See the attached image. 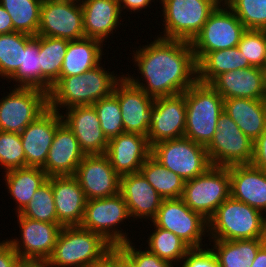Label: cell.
I'll return each mask as SVG.
<instances>
[{
	"instance_id": "6da1fadb",
	"label": "cell",
	"mask_w": 266,
	"mask_h": 267,
	"mask_svg": "<svg viewBox=\"0 0 266 267\" xmlns=\"http://www.w3.org/2000/svg\"><path fill=\"white\" fill-rule=\"evenodd\" d=\"M153 38L154 41L131 53L133 66L138 67L137 72L142 76L128 73L124 77L154 99L185 92L198 81L191 42Z\"/></svg>"
},
{
	"instance_id": "7a4b0ae2",
	"label": "cell",
	"mask_w": 266,
	"mask_h": 267,
	"mask_svg": "<svg viewBox=\"0 0 266 267\" xmlns=\"http://www.w3.org/2000/svg\"><path fill=\"white\" fill-rule=\"evenodd\" d=\"M102 62L87 72L60 77L48 94L49 108L60 112L75 106L93 105L113 93L115 85L124 77L115 71H106ZM60 110V111H59Z\"/></svg>"
},
{
	"instance_id": "3957f363",
	"label": "cell",
	"mask_w": 266,
	"mask_h": 267,
	"mask_svg": "<svg viewBox=\"0 0 266 267\" xmlns=\"http://www.w3.org/2000/svg\"><path fill=\"white\" fill-rule=\"evenodd\" d=\"M208 240L266 238V216L256 208L227 198L208 220Z\"/></svg>"
},
{
	"instance_id": "277c9868",
	"label": "cell",
	"mask_w": 266,
	"mask_h": 267,
	"mask_svg": "<svg viewBox=\"0 0 266 267\" xmlns=\"http://www.w3.org/2000/svg\"><path fill=\"white\" fill-rule=\"evenodd\" d=\"M186 122L184 137L207 146L224 110L223 97L210 85L196 82L184 92Z\"/></svg>"
},
{
	"instance_id": "5b68a950",
	"label": "cell",
	"mask_w": 266,
	"mask_h": 267,
	"mask_svg": "<svg viewBox=\"0 0 266 267\" xmlns=\"http://www.w3.org/2000/svg\"><path fill=\"white\" fill-rule=\"evenodd\" d=\"M113 246L100 234L80 226H63L49 267H86L101 260Z\"/></svg>"
},
{
	"instance_id": "8992f818",
	"label": "cell",
	"mask_w": 266,
	"mask_h": 267,
	"mask_svg": "<svg viewBox=\"0 0 266 267\" xmlns=\"http://www.w3.org/2000/svg\"><path fill=\"white\" fill-rule=\"evenodd\" d=\"M163 32L157 37L191 42L222 0H159ZM165 23V24H164ZM164 33V34H163Z\"/></svg>"
},
{
	"instance_id": "52a82bcc",
	"label": "cell",
	"mask_w": 266,
	"mask_h": 267,
	"mask_svg": "<svg viewBox=\"0 0 266 267\" xmlns=\"http://www.w3.org/2000/svg\"><path fill=\"white\" fill-rule=\"evenodd\" d=\"M130 218L127 204L119 192L106 198L87 200L80 227L100 234L116 247L131 240L129 233L119 227L125 219L129 222Z\"/></svg>"
},
{
	"instance_id": "ba28073f",
	"label": "cell",
	"mask_w": 266,
	"mask_h": 267,
	"mask_svg": "<svg viewBox=\"0 0 266 267\" xmlns=\"http://www.w3.org/2000/svg\"><path fill=\"white\" fill-rule=\"evenodd\" d=\"M151 156L185 181L202 175L212 166L206 146L186 137L164 140L152 145Z\"/></svg>"
},
{
	"instance_id": "9c48e42d",
	"label": "cell",
	"mask_w": 266,
	"mask_h": 267,
	"mask_svg": "<svg viewBox=\"0 0 266 267\" xmlns=\"http://www.w3.org/2000/svg\"><path fill=\"white\" fill-rule=\"evenodd\" d=\"M229 197V167L211 166L202 175L185 181L181 199L191 210L209 220Z\"/></svg>"
},
{
	"instance_id": "30bf717a",
	"label": "cell",
	"mask_w": 266,
	"mask_h": 267,
	"mask_svg": "<svg viewBox=\"0 0 266 267\" xmlns=\"http://www.w3.org/2000/svg\"><path fill=\"white\" fill-rule=\"evenodd\" d=\"M245 31L246 27L221 1L191 41L196 61L205 53L236 47Z\"/></svg>"
},
{
	"instance_id": "8fae6325",
	"label": "cell",
	"mask_w": 266,
	"mask_h": 267,
	"mask_svg": "<svg viewBox=\"0 0 266 267\" xmlns=\"http://www.w3.org/2000/svg\"><path fill=\"white\" fill-rule=\"evenodd\" d=\"M206 150L212 166L251 164L253 160V141L225 111L218 118L217 130Z\"/></svg>"
},
{
	"instance_id": "7c38bea8",
	"label": "cell",
	"mask_w": 266,
	"mask_h": 267,
	"mask_svg": "<svg viewBox=\"0 0 266 267\" xmlns=\"http://www.w3.org/2000/svg\"><path fill=\"white\" fill-rule=\"evenodd\" d=\"M0 98V131L20 134L49 108L48 94L40 89L14 87Z\"/></svg>"
},
{
	"instance_id": "4fadbf2b",
	"label": "cell",
	"mask_w": 266,
	"mask_h": 267,
	"mask_svg": "<svg viewBox=\"0 0 266 267\" xmlns=\"http://www.w3.org/2000/svg\"><path fill=\"white\" fill-rule=\"evenodd\" d=\"M150 222L173 232L190 248L207 246L202 240L208 237V220L191 210L181 198L163 199L156 217Z\"/></svg>"
},
{
	"instance_id": "5bb4252c",
	"label": "cell",
	"mask_w": 266,
	"mask_h": 267,
	"mask_svg": "<svg viewBox=\"0 0 266 267\" xmlns=\"http://www.w3.org/2000/svg\"><path fill=\"white\" fill-rule=\"evenodd\" d=\"M37 35L69 41L85 38L81 3L74 0H43Z\"/></svg>"
},
{
	"instance_id": "9a60e30c",
	"label": "cell",
	"mask_w": 266,
	"mask_h": 267,
	"mask_svg": "<svg viewBox=\"0 0 266 267\" xmlns=\"http://www.w3.org/2000/svg\"><path fill=\"white\" fill-rule=\"evenodd\" d=\"M19 238L6 239L22 260L47 261L52 255L62 225L33 220L19 213Z\"/></svg>"
},
{
	"instance_id": "2e32d148",
	"label": "cell",
	"mask_w": 266,
	"mask_h": 267,
	"mask_svg": "<svg viewBox=\"0 0 266 267\" xmlns=\"http://www.w3.org/2000/svg\"><path fill=\"white\" fill-rule=\"evenodd\" d=\"M74 177L87 200L106 198L120 192V176L105 154L85 155Z\"/></svg>"
},
{
	"instance_id": "e0dca14e",
	"label": "cell",
	"mask_w": 266,
	"mask_h": 267,
	"mask_svg": "<svg viewBox=\"0 0 266 267\" xmlns=\"http://www.w3.org/2000/svg\"><path fill=\"white\" fill-rule=\"evenodd\" d=\"M186 104L184 92L155 98L152 106V121L147 135L149 145L160 141L184 137Z\"/></svg>"
},
{
	"instance_id": "ac0fdd59",
	"label": "cell",
	"mask_w": 266,
	"mask_h": 267,
	"mask_svg": "<svg viewBox=\"0 0 266 267\" xmlns=\"http://www.w3.org/2000/svg\"><path fill=\"white\" fill-rule=\"evenodd\" d=\"M113 94L119 101L124 132L147 136L154 98L132 85L125 77L115 85Z\"/></svg>"
},
{
	"instance_id": "d6986e66",
	"label": "cell",
	"mask_w": 266,
	"mask_h": 267,
	"mask_svg": "<svg viewBox=\"0 0 266 267\" xmlns=\"http://www.w3.org/2000/svg\"><path fill=\"white\" fill-rule=\"evenodd\" d=\"M63 122L61 113L48 108L21 133L26 166L43 167L57 127Z\"/></svg>"
},
{
	"instance_id": "ffe728a7",
	"label": "cell",
	"mask_w": 266,
	"mask_h": 267,
	"mask_svg": "<svg viewBox=\"0 0 266 267\" xmlns=\"http://www.w3.org/2000/svg\"><path fill=\"white\" fill-rule=\"evenodd\" d=\"M64 111H61L63 122L72 130L84 154H105L108 139L100 128L94 106H75Z\"/></svg>"
},
{
	"instance_id": "44dd1931",
	"label": "cell",
	"mask_w": 266,
	"mask_h": 267,
	"mask_svg": "<svg viewBox=\"0 0 266 267\" xmlns=\"http://www.w3.org/2000/svg\"><path fill=\"white\" fill-rule=\"evenodd\" d=\"M105 155L119 176L137 173L151 155L147 136L123 132L108 140Z\"/></svg>"
},
{
	"instance_id": "7402d4cb",
	"label": "cell",
	"mask_w": 266,
	"mask_h": 267,
	"mask_svg": "<svg viewBox=\"0 0 266 267\" xmlns=\"http://www.w3.org/2000/svg\"><path fill=\"white\" fill-rule=\"evenodd\" d=\"M85 157L72 130L62 122L56 129L42 169L50 176H74Z\"/></svg>"
},
{
	"instance_id": "603a6c76",
	"label": "cell",
	"mask_w": 266,
	"mask_h": 267,
	"mask_svg": "<svg viewBox=\"0 0 266 267\" xmlns=\"http://www.w3.org/2000/svg\"><path fill=\"white\" fill-rule=\"evenodd\" d=\"M120 193L134 222L142 218L152 221L163 200L140 172L120 176Z\"/></svg>"
},
{
	"instance_id": "cb8c5ba5",
	"label": "cell",
	"mask_w": 266,
	"mask_h": 267,
	"mask_svg": "<svg viewBox=\"0 0 266 267\" xmlns=\"http://www.w3.org/2000/svg\"><path fill=\"white\" fill-rule=\"evenodd\" d=\"M230 196L266 216V171L252 164L229 167Z\"/></svg>"
},
{
	"instance_id": "d4e9b609",
	"label": "cell",
	"mask_w": 266,
	"mask_h": 267,
	"mask_svg": "<svg viewBox=\"0 0 266 267\" xmlns=\"http://www.w3.org/2000/svg\"><path fill=\"white\" fill-rule=\"evenodd\" d=\"M52 192L57 223L80 226L87 199L78 180L74 176H52Z\"/></svg>"
},
{
	"instance_id": "484cf974",
	"label": "cell",
	"mask_w": 266,
	"mask_h": 267,
	"mask_svg": "<svg viewBox=\"0 0 266 267\" xmlns=\"http://www.w3.org/2000/svg\"><path fill=\"white\" fill-rule=\"evenodd\" d=\"M85 38L96 39L104 44L118 30L123 16L118 0H81ZM121 19V20H120Z\"/></svg>"
},
{
	"instance_id": "4316f807",
	"label": "cell",
	"mask_w": 266,
	"mask_h": 267,
	"mask_svg": "<svg viewBox=\"0 0 266 267\" xmlns=\"http://www.w3.org/2000/svg\"><path fill=\"white\" fill-rule=\"evenodd\" d=\"M210 85L223 97L265 100L262 73L258 67H246L218 75Z\"/></svg>"
},
{
	"instance_id": "83f0119b",
	"label": "cell",
	"mask_w": 266,
	"mask_h": 267,
	"mask_svg": "<svg viewBox=\"0 0 266 267\" xmlns=\"http://www.w3.org/2000/svg\"><path fill=\"white\" fill-rule=\"evenodd\" d=\"M253 142L266 130V100L224 99V110Z\"/></svg>"
},
{
	"instance_id": "f1b7e54d",
	"label": "cell",
	"mask_w": 266,
	"mask_h": 267,
	"mask_svg": "<svg viewBox=\"0 0 266 267\" xmlns=\"http://www.w3.org/2000/svg\"><path fill=\"white\" fill-rule=\"evenodd\" d=\"M102 42L92 38L69 41L60 77L81 75L99 65L104 54Z\"/></svg>"
},
{
	"instance_id": "f546056e",
	"label": "cell",
	"mask_w": 266,
	"mask_h": 267,
	"mask_svg": "<svg viewBox=\"0 0 266 267\" xmlns=\"http://www.w3.org/2000/svg\"><path fill=\"white\" fill-rule=\"evenodd\" d=\"M4 174L6 189L16 203L18 214L31 201L33 194L47 181L48 176L41 167L26 166L8 170Z\"/></svg>"
},
{
	"instance_id": "4dcf8cb0",
	"label": "cell",
	"mask_w": 266,
	"mask_h": 267,
	"mask_svg": "<svg viewBox=\"0 0 266 267\" xmlns=\"http://www.w3.org/2000/svg\"><path fill=\"white\" fill-rule=\"evenodd\" d=\"M69 40L39 36L40 90L49 94L59 80Z\"/></svg>"
},
{
	"instance_id": "1f68e13d",
	"label": "cell",
	"mask_w": 266,
	"mask_h": 267,
	"mask_svg": "<svg viewBox=\"0 0 266 267\" xmlns=\"http://www.w3.org/2000/svg\"><path fill=\"white\" fill-rule=\"evenodd\" d=\"M212 251L220 267H251L258 250L266 243V238L244 240H209Z\"/></svg>"
},
{
	"instance_id": "d6a6232c",
	"label": "cell",
	"mask_w": 266,
	"mask_h": 267,
	"mask_svg": "<svg viewBox=\"0 0 266 267\" xmlns=\"http://www.w3.org/2000/svg\"><path fill=\"white\" fill-rule=\"evenodd\" d=\"M243 55L237 46L205 53L197 61L198 82L210 84L224 72L251 67Z\"/></svg>"
},
{
	"instance_id": "836d02e7",
	"label": "cell",
	"mask_w": 266,
	"mask_h": 267,
	"mask_svg": "<svg viewBox=\"0 0 266 267\" xmlns=\"http://www.w3.org/2000/svg\"><path fill=\"white\" fill-rule=\"evenodd\" d=\"M139 172L163 199L182 197L185 180L162 166L151 155L145 160Z\"/></svg>"
},
{
	"instance_id": "e575fe53",
	"label": "cell",
	"mask_w": 266,
	"mask_h": 267,
	"mask_svg": "<svg viewBox=\"0 0 266 267\" xmlns=\"http://www.w3.org/2000/svg\"><path fill=\"white\" fill-rule=\"evenodd\" d=\"M34 36L23 32L0 35V77L7 80L23 67V51ZM7 78V79H6Z\"/></svg>"
},
{
	"instance_id": "d590c367",
	"label": "cell",
	"mask_w": 266,
	"mask_h": 267,
	"mask_svg": "<svg viewBox=\"0 0 266 267\" xmlns=\"http://www.w3.org/2000/svg\"><path fill=\"white\" fill-rule=\"evenodd\" d=\"M152 225L155 230L148 235L146 248L160 259L178 267L191 248L173 232L157 227L154 223Z\"/></svg>"
},
{
	"instance_id": "8d00e7d4",
	"label": "cell",
	"mask_w": 266,
	"mask_h": 267,
	"mask_svg": "<svg viewBox=\"0 0 266 267\" xmlns=\"http://www.w3.org/2000/svg\"><path fill=\"white\" fill-rule=\"evenodd\" d=\"M43 0H0L10 14L14 30L36 36L40 23V9Z\"/></svg>"
},
{
	"instance_id": "74e56055",
	"label": "cell",
	"mask_w": 266,
	"mask_h": 267,
	"mask_svg": "<svg viewBox=\"0 0 266 267\" xmlns=\"http://www.w3.org/2000/svg\"><path fill=\"white\" fill-rule=\"evenodd\" d=\"M11 79V80H10ZM15 81L14 87L40 89L39 35L34 36L23 51V67L9 78Z\"/></svg>"
},
{
	"instance_id": "f35d334b",
	"label": "cell",
	"mask_w": 266,
	"mask_h": 267,
	"mask_svg": "<svg viewBox=\"0 0 266 267\" xmlns=\"http://www.w3.org/2000/svg\"><path fill=\"white\" fill-rule=\"evenodd\" d=\"M21 216L47 222L57 223V214L52 192V176L48 177L33 194L31 201L19 213Z\"/></svg>"
},
{
	"instance_id": "ab89813d",
	"label": "cell",
	"mask_w": 266,
	"mask_h": 267,
	"mask_svg": "<svg viewBox=\"0 0 266 267\" xmlns=\"http://www.w3.org/2000/svg\"><path fill=\"white\" fill-rule=\"evenodd\" d=\"M246 29L266 30V0H222Z\"/></svg>"
},
{
	"instance_id": "60d3db41",
	"label": "cell",
	"mask_w": 266,
	"mask_h": 267,
	"mask_svg": "<svg viewBox=\"0 0 266 267\" xmlns=\"http://www.w3.org/2000/svg\"><path fill=\"white\" fill-rule=\"evenodd\" d=\"M100 121V128L109 140L124 132L118 98L112 93L93 104Z\"/></svg>"
},
{
	"instance_id": "b9f144b4",
	"label": "cell",
	"mask_w": 266,
	"mask_h": 267,
	"mask_svg": "<svg viewBox=\"0 0 266 267\" xmlns=\"http://www.w3.org/2000/svg\"><path fill=\"white\" fill-rule=\"evenodd\" d=\"M0 165L8 170L26 167V157L20 134L0 131Z\"/></svg>"
},
{
	"instance_id": "7bdbcfd3",
	"label": "cell",
	"mask_w": 266,
	"mask_h": 267,
	"mask_svg": "<svg viewBox=\"0 0 266 267\" xmlns=\"http://www.w3.org/2000/svg\"><path fill=\"white\" fill-rule=\"evenodd\" d=\"M237 47L250 66L262 68L266 64V30L246 29Z\"/></svg>"
},
{
	"instance_id": "ee69618b",
	"label": "cell",
	"mask_w": 266,
	"mask_h": 267,
	"mask_svg": "<svg viewBox=\"0 0 266 267\" xmlns=\"http://www.w3.org/2000/svg\"><path fill=\"white\" fill-rule=\"evenodd\" d=\"M130 240L118 247L133 261L135 267H174L170 262L160 259L147 248H135V243ZM141 249V250H140Z\"/></svg>"
},
{
	"instance_id": "f6af8a7d",
	"label": "cell",
	"mask_w": 266,
	"mask_h": 267,
	"mask_svg": "<svg viewBox=\"0 0 266 267\" xmlns=\"http://www.w3.org/2000/svg\"><path fill=\"white\" fill-rule=\"evenodd\" d=\"M180 267H220L215 253L208 246L191 248L182 259Z\"/></svg>"
},
{
	"instance_id": "bcb514c9",
	"label": "cell",
	"mask_w": 266,
	"mask_h": 267,
	"mask_svg": "<svg viewBox=\"0 0 266 267\" xmlns=\"http://www.w3.org/2000/svg\"><path fill=\"white\" fill-rule=\"evenodd\" d=\"M251 164L266 171V130L253 142Z\"/></svg>"
},
{
	"instance_id": "7dc6e473",
	"label": "cell",
	"mask_w": 266,
	"mask_h": 267,
	"mask_svg": "<svg viewBox=\"0 0 266 267\" xmlns=\"http://www.w3.org/2000/svg\"><path fill=\"white\" fill-rule=\"evenodd\" d=\"M22 259L7 241H0V267H17Z\"/></svg>"
},
{
	"instance_id": "c3c4849f",
	"label": "cell",
	"mask_w": 266,
	"mask_h": 267,
	"mask_svg": "<svg viewBox=\"0 0 266 267\" xmlns=\"http://www.w3.org/2000/svg\"><path fill=\"white\" fill-rule=\"evenodd\" d=\"M155 1L159 2L158 0H118L121 13H126L127 10V12H130V15L132 12V14L141 13V10L151 7L149 4L151 5Z\"/></svg>"
},
{
	"instance_id": "681fc988",
	"label": "cell",
	"mask_w": 266,
	"mask_h": 267,
	"mask_svg": "<svg viewBox=\"0 0 266 267\" xmlns=\"http://www.w3.org/2000/svg\"><path fill=\"white\" fill-rule=\"evenodd\" d=\"M113 267H135L133 261L118 247H112Z\"/></svg>"
},
{
	"instance_id": "f907efd6",
	"label": "cell",
	"mask_w": 266,
	"mask_h": 267,
	"mask_svg": "<svg viewBox=\"0 0 266 267\" xmlns=\"http://www.w3.org/2000/svg\"><path fill=\"white\" fill-rule=\"evenodd\" d=\"M14 31L10 14L0 4V35Z\"/></svg>"
},
{
	"instance_id": "816d5d0a",
	"label": "cell",
	"mask_w": 266,
	"mask_h": 267,
	"mask_svg": "<svg viewBox=\"0 0 266 267\" xmlns=\"http://www.w3.org/2000/svg\"><path fill=\"white\" fill-rule=\"evenodd\" d=\"M251 267H266V243L258 250Z\"/></svg>"
},
{
	"instance_id": "f5cc1de1",
	"label": "cell",
	"mask_w": 266,
	"mask_h": 267,
	"mask_svg": "<svg viewBox=\"0 0 266 267\" xmlns=\"http://www.w3.org/2000/svg\"><path fill=\"white\" fill-rule=\"evenodd\" d=\"M86 267H113L112 266V248L108 253L99 261L89 264Z\"/></svg>"
},
{
	"instance_id": "db71d44e",
	"label": "cell",
	"mask_w": 266,
	"mask_h": 267,
	"mask_svg": "<svg viewBox=\"0 0 266 267\" xmlns=\"http://www.w3.org/2000/svg\"><path fill=\"white\" fill-rule=\"evenodd\" d=\"M17 267H49L47 261L21 260Z\"/></svg>"
},
{
	"instance_id": "11a10c76",
	"label": "cell",
	"mask_w": 266,
	"mask_h": 267,
	"mask_svg": "<svg viewBox=\"0 0 266 267\" xmlns=\"http://www.w3.org/2000/svg\"><path fill=\"white\" fill-rule=\"evenodd\" d=\"M261 73H262V82H263V89L265 93V100H266V64L260 68Z\"/></svg>"
}]
</instances>
